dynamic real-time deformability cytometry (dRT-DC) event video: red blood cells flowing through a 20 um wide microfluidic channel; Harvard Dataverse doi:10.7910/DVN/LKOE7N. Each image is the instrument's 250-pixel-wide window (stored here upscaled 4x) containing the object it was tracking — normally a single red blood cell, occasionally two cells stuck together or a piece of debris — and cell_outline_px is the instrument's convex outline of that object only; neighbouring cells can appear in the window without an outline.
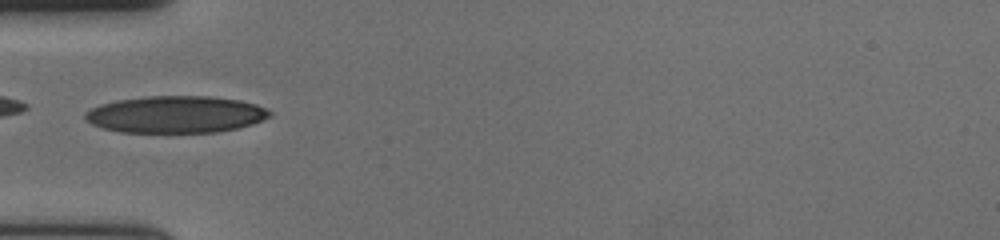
{"species": "human", "species_latin": "Homo sapiens", "temperature_condition": "cold", "stored_images_in_passage": 39, "camera_frame_rate_fps": 3000, "um_per_image_px": 0.085, "donor": {"sex": "female"}, "frame": {"image": 1, "passage_image": 1, "time_ms": 0.0, "image_size_px": [1000, 240], "cell_outline_px": [[272, 116], [264, 120], [252, 124], [236, 128], [216, 132], [120, 132], [104, 128], [92, 124], [84, 120], [84, 112], [100, 104], [116, 100], [148, 96], [212, 96], [240, 100], [256, 104], [268, 108], [272, 112]], "centroid_in_image_um": [14.96, 9.72], "position_along_channel_um": 70.0, "area_um2": 40.0}}
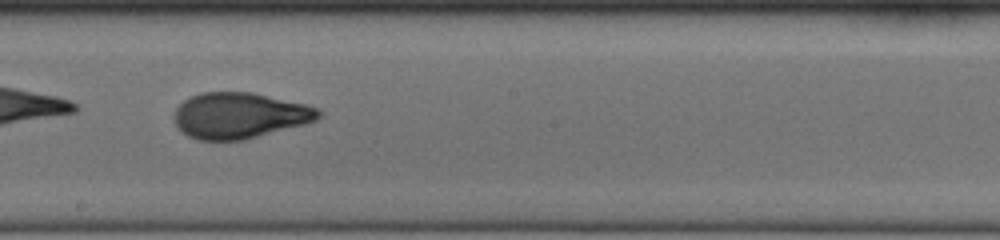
{"frame": {"image": 2, "passage_image": 14, "time_ms": 4.333, "image_size_px": [1000, 240], "cell_outline_px": [[324, 112], [316, 120], [304, 124], [244, 140], [196, 140], [180, 132], [176, 128], [176, 108], [184, 100], [200, 92], [252, 92], [308, 104]], "centroid_in_image_um": [20.37, 9.82], "position_along_channel_um": 227.8, "area_um2": 38.73}}
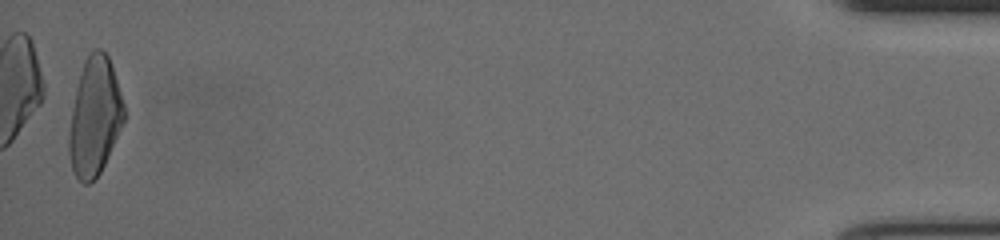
{"frame": {"image": 3, "passage_image": 38, "time_ms": 12.333, "image_size_px": [1000, 240], "cell_outline_px": [[124, 120], [108, 156], [100, 172], [88, 184], [84, 184], [76, 176], [72, 168], [68, 152], [68, 132], [72, 108], [76, 88], [80, 72], [84, 60], [96, 48], [100, 48], [108, 56], [124, 104]], "centroid_in_image_um": [8.02, 9.92], "position_along_channel_um": 427.2, "area_um2": 37.34}, "authors_computed_cell_mechanics": {"area_um2": 37.8012, "velocity_mm_per_s": 3.6535, "shape_relaxation_time_tau1_ms": 5.6799, "shape_relaxation_time_tau2_ms": 0.9586, "deformation_change_tau1": 0.2069, "deformation_change_tau2": 0.0695}}